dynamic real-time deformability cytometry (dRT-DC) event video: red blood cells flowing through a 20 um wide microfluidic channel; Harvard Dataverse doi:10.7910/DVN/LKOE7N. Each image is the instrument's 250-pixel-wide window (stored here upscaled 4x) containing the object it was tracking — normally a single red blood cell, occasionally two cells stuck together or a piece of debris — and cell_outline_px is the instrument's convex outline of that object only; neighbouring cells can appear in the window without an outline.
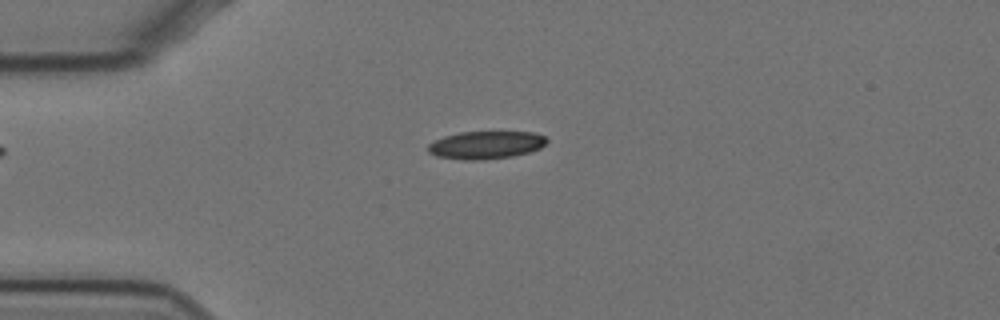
{"species": "Egyptian fruit bat (a non-hibernating species)", "species_latin": "Rousettus aegyptiacus", "temperature_condition": "cold", "stored_images_in_passage": 32, "camera_frame_rate_fps": 3000, "um_per_image_px": 0.085, "animal": {"sex": "female"}, "frame": {"image": 1, "passage_image": 2, "time_ms": 0.333, "image_size_px": [1000, 320], "cell_outline_px": [[548, 140], [540, 148], [528, 152], [512, 156], [484, 160], [464, 160], [436, 156], [428, 152], [428, 144], [444, 136], [460, 132], [532, 132], [544, 136]], "centroid_in_image_um": [41.28, 12.33], "position_along_channel_um": 43.7, "area_um2": 19.13}}
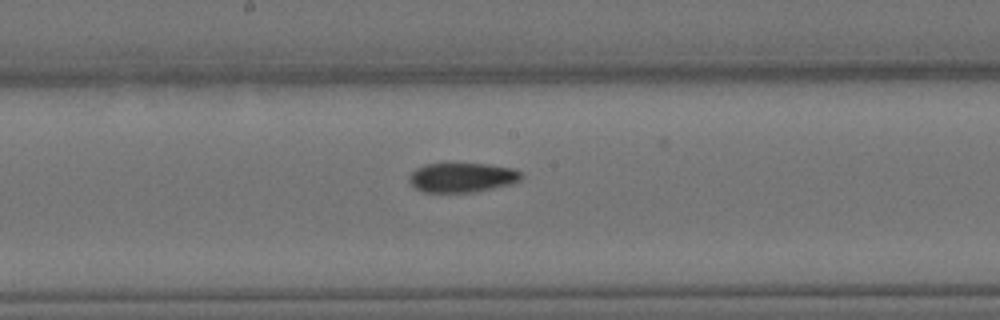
{"frame": {"image": 2, "passage_image": 18, "time_ms": 5.667, "image_size_px": [1000, 320], "cell_outline_px": [[524, 176], [520, 180], [512, 184], [472, 192], [424, 192], [416, 188], [408, 180], [408, 176], [416, 168], [424, 164], [488, 164], [512, 168], [520, 172]], "centroid_in_image_um": [39.28, 15.08], "position_along_channel_um": 208.9, "area_um2": 19.19}}
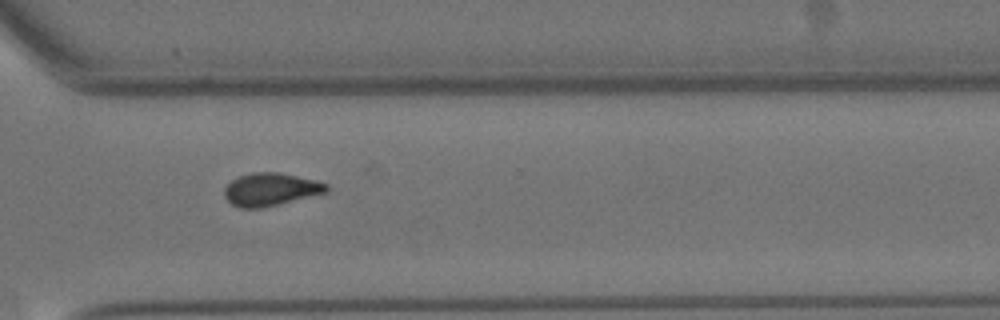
{"frame": {"image": 3, "passage_image": 30, "time_ms": 9.667, "image_size_px": [1000, 320], "cell_outline_px": [[328, 192], [260, 208], [240, 208], [232, 204], [224, 196], [224, 188], [236, 176], [252, 172], [276, 172], [316, 180], [328, 184]], "centroid_in_image_um": [22.98, 16.09], "position_along_channel_um": 347.6, "area_um2": 19.42}, "authors_computed_cell_mechanics": {"area_um2": 19.8543, "velocity_mm_per_s": 3.4816, "shape_relaxation_time_tau1_ms": 9.3432, "shape_relaxation_time_tau2_ms": 7.3646, "deformation_change_tau1": 0.1743, "deformation_change_tau2": 0.1235}}